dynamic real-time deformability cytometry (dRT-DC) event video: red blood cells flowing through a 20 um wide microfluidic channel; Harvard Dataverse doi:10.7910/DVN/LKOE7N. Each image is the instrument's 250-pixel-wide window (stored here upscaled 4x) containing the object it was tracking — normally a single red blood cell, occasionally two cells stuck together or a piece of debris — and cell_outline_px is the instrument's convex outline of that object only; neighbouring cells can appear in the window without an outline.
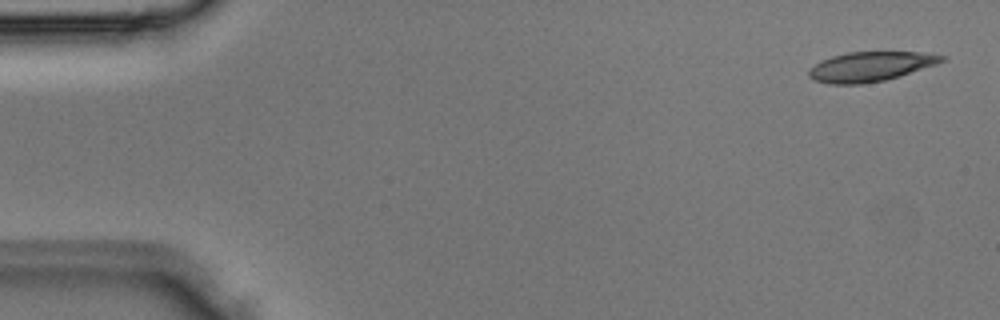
{"species": "Egyptian fruit bat (a non-hibernating species)", "species_latin": "Rousettus aegyptiacus", "temperature_condition": "room temperature", "stored_images_in_passage": 4, "camera_frame_rate_fps": 3000, "um_per_image_px": 0.085, "animal": {"sex": "male"}, "frame": {"image": 1, "passage_image": 1, "time_ms": 0.0, "image_size_px": [1000, 320], "cell_outline_px": [[948, 56], [944, 60], [936, 64], [900, 76], [884, 80], [860, 84], [828, 84], [812, 80], [808, 76], [808, 68], [820, 60], [832, 56], [848, 52], [920, 52]], "centroid_in_image_um": [73.93, 5.66], "position_along_channel_um": 11.1, "area_um2": 23.06}}